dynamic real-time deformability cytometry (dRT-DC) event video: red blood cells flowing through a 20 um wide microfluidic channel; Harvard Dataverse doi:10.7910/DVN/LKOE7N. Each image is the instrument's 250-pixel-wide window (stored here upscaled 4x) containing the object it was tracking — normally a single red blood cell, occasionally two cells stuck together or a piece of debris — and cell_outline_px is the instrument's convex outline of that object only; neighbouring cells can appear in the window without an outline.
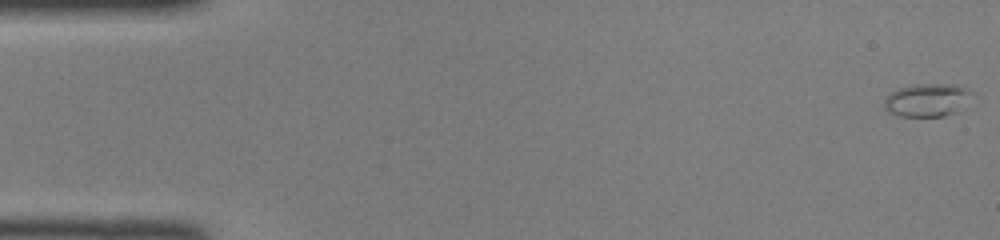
{"species": "common noctule bat (a hibernating species)", "species_latin": "Nyctalus noctula", "temperature_condition": "room temperature", "stored_images_in_passage": 46, "camera_frame_rate_fps": 3000, "um_per_image_px": 0.085, "animal": {"sex": "female", "body_mass_g": 22.0, "forearm_length_mm": 56.7}, "frame": {"image": 1, "passage_image": 1, "time_ms": 0.0, "image_size_px": [1000, 240], "cell_outline_px": [[976, 92], [956, 112], [944, 116], [900, 116], [888, 112], [884, 108], [884, 100], [892, 92], [900, 88], [912, 84], [956, 84], [968, 88]], "centroid_in_image_um": [78.84, 8.49], "position_along_channel_um": 6.2, "area_um2": 16.99}}
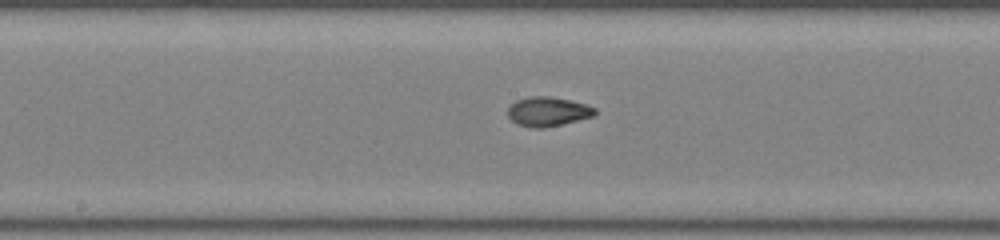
{"frame": {"image": 2, "passage_image": 24, "time_ms": 7.667, "image_size_px": [1000, 240], "cell_outline_px": [[596, 112], [592, 116], [544, 128], [532, 128], [516, 124], [508, 116], [508, 108], [516, 100], [528, 96], [548, 96], [568, 100], [584, 104], [596, 108]], "centroid_in_image_um": [46.51, 9.48], "position_along_channel_um": 201.7, "area_um2": 14.68}}
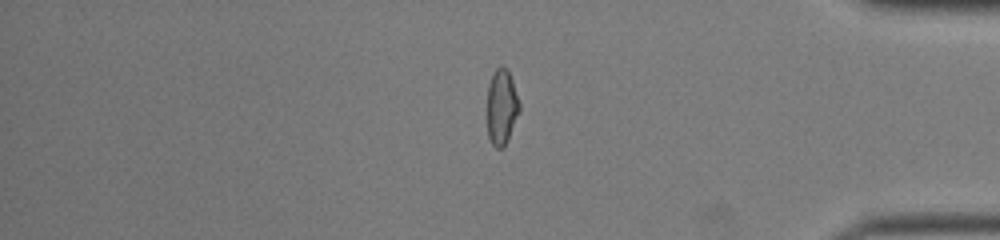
{"frame": {"image": 3, "passage_image": 39, "time_ms": 12.667, "image_size_px": [1000, 240], "cell_outline_px": [[520, 112], [504, 148], [496, 148], [492, 144], [488, 136], [488, 84], [492, 72], [500, 64], [508, 68], [520, 104]], "centroid_in_image_um": [42.65, 9.06], "position_along_channel_um": 392.6, "area_um2": 14.39}}